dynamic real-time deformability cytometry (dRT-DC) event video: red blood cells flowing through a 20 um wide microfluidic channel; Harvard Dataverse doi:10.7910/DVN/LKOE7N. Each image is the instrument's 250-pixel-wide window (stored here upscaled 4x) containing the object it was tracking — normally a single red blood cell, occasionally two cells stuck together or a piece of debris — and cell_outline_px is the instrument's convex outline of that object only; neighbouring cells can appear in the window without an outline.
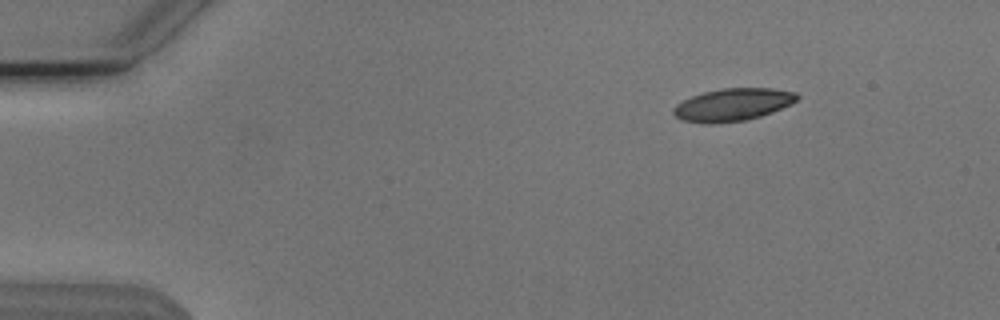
{"species": "Egyptian fruit bat (a non-hibernating species)", "species_latin": "Rousettus aegyptiacus", "temperature_condition": "cold", "stored_images_in_passage": 47, "camera_frame_rate_fps": 3000, "um_per_image_px": 0.085, "animal": {"sex": "male"}, "frame": {"image": 1, "passage_image": 1, "time_ms": 0.0, "image_size_px": [1000, 320], "cell_outline_px": [[800, 96], [792, 104], [772, 112], [748, 120], [708, 124], [704, 124], [680, 120], [672, 112], [672, 108], [676, 104], [692, 96], [704, 92], [724, 88], [772, 88], [796, 92]], "centroid_in_image_um": [62.28, 8.9], "position_along_channel_um": 22.7, "area_um2": 23.58}}
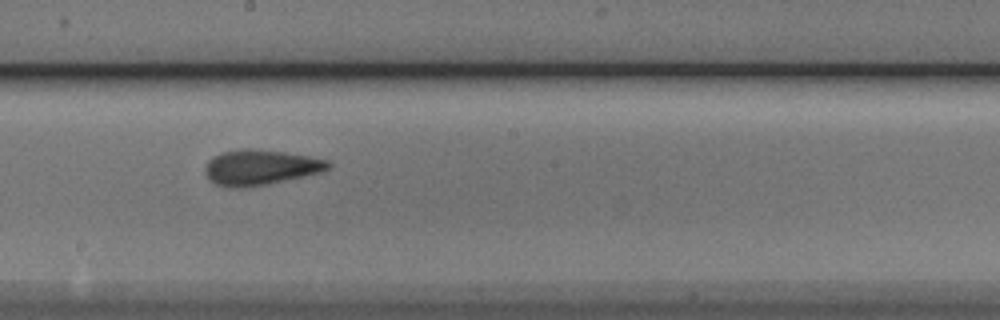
{"frame": {"image": 2, "passage_image": 24, "time_ms": 7.667, "image_size_px": [1000, 320], "cell_outline_px": [[332, 164], [328, 168], [320, 172], [304, 176], [268, 184], [244, 188], [228, 188], [216, 184], [208, 180], [204, 172], [204, 168], [208, 160], [212, 156], [220, 152], [244, 148], [252, 148], [284, 152], [308, 156], [328, 160]], "centroid_in_image_um": [22.07, 14.23], "position_along_channel_um": 226.1, "area_um2": 25.61}}
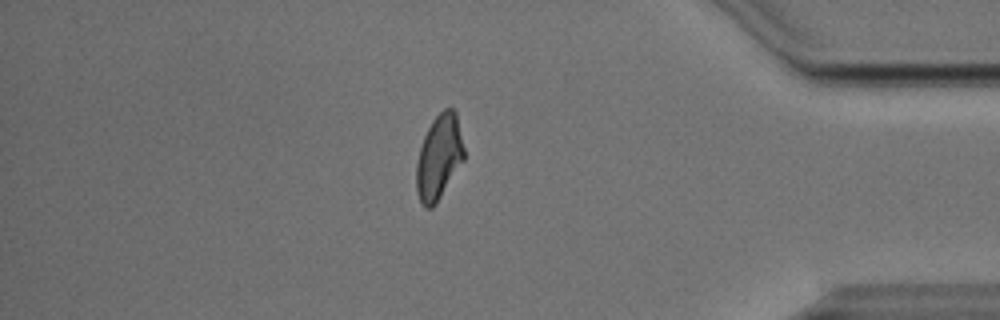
{"frame": {"image": 3, "passage_image": 40, "time_ms": 13.0, "image_size_px": [1000, 320], "cell_outline_px": [[464, 160], [436, 204], [432, 208], [424, 208], [420, 200], [416, 188], [416, 164], [420, 148], [424, 136], [432, 120], [444, 108], [452, 108], [456, 112], [464, 148]], "centroid_in_image_um": [37.31, 13.37], "position_along_channel_um": 397.9, "area_um2": 23.47}, "authors_computed_cell_mechanics": {"area_um2": 23.9292, "velocity_mm_per_s": 3.8008, "shape_relaxation_time_tau1_ms": 8.8747, "shape_relaxation_time_tau2_ms": 1.6978, "deformation_change_tau1": 0.1812, "deformation_change_tau2": 0.0898}}